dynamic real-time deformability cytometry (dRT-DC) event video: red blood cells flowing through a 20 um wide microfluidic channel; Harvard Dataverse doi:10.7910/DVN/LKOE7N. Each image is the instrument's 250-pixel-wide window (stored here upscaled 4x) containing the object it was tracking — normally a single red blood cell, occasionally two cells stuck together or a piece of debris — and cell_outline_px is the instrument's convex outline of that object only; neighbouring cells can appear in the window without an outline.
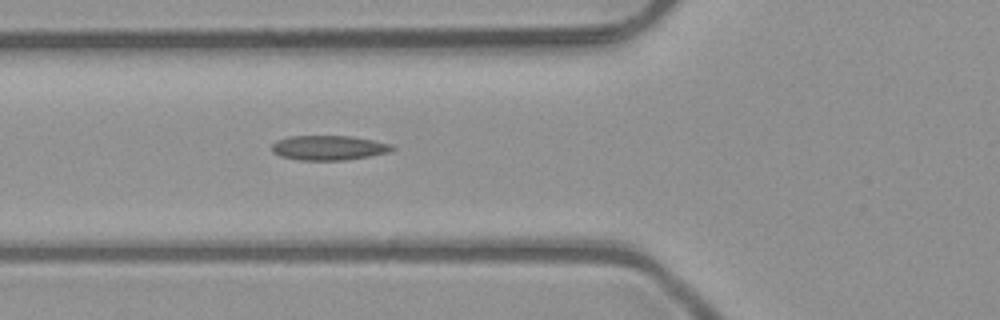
{"species": "common noctule bat (a hibernating species)", "species_latin": "Nyctalus noctula", "temperature_condition": "room temperature", "stored_images_in_passage": 3, "camera_frame_rate_fps": 3000, "um_per_image_px": 0.085, "animal": {"sex": "male", "body_mass_g": 23.1, "forearm_length_mm": 52.7}, "frame": {"image": 1, "passage_image": 3, "time_ms": 0.667, "image_size_px": [1000, 320], "cell_outline_px": [[396, 148], [392, 152], [344, 160], [300, 160], [280, 156], [272, 152], [272, 144], [276, 140], [288, 136], [352, 136], [392, 144]], "centroid_in_image_um": [27.95, 12.56], "position_along_channel_um": 97.9, "area_um2": 17.4}}